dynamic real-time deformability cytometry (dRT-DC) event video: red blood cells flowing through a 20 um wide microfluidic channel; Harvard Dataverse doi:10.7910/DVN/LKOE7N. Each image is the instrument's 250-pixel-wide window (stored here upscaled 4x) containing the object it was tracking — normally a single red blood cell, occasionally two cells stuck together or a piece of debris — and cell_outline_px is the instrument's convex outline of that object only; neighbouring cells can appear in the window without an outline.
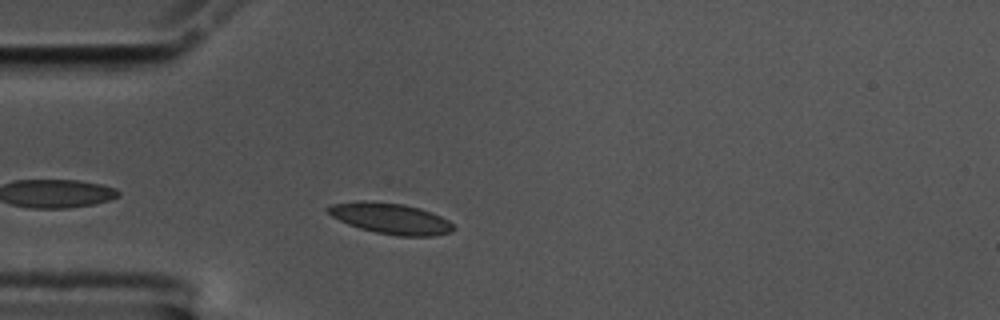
{"species": "common noctule bat (a hibernating species)", "species_latin": "Nyctalus noctula", "temperature_condition": "cold", "stored_images_in_passage": 37, "camera_frame_rate_fps": 3000, "um_per_image_px": 0.085, "animal": {"sex": "male", "body_mass_g": 17.5, "forearm_length_mm": 52.3}, "frame": {"image": 1, "passage_image": 2, "time_ms": 0.333, "image_size_px": [1000, 320], "cell_outline_px": [[456, 228], [452, 232], [432, 236], [396, 236], [376, 232], [360, 228], [348, 224], [332, 216], [324, 208], [332, 204], [360, 200], [364, 200], [404, 204], [420, 208], [432, 212], [448, 220]], "centroid_in_image_um": [33.21, 18.56], "position_along_channel_um": 51.8, "area_um2": 22.66}}
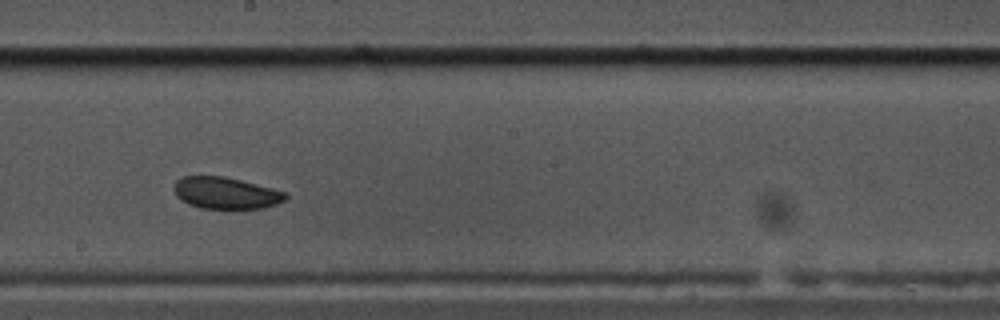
{"frame": {"image": 2, "passage_image": 18, "time_ms": 5.667, "image_size_px": [1000, 320], "cell_outline_px": [[288, 196], [284, 200], [276, 204], [264, 208], [200, 208], [188, 204], [180, 200], [176, 196], [176, 180], [184, 176], [224, 176], [288, 192]], "centroid_in_image_um": [19.21, 16.41], "position_along_channel_um": 229.0, "area_um2": 20.46}}
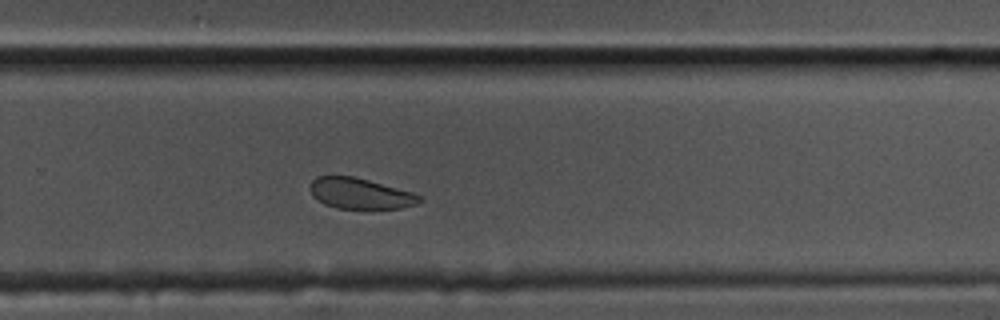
{"frame": {"image": 3, "passage_image": 24, "time_ms": 7.667, "image_size_px": [1000, 320], "cell_outline_px": [[424, 200], [416, 204], [400, 208], [336, 208], [324, 204], [316, 200], [312, 196], [312, 180], [316, 176], [352, 176], [368, 180], [412, 192], [420, 196]], "centroid_in_image_um": [30.61, 16.45], "position_along_channel_um": 299.2, "area_um2": 19.36}, "authors_computed_cell_mechanics": {"area_um2": 21.2704, "velocity_mm_per_s": 3.504, "shape_relaxation_time_tau1_ms": 2.706, "shape_relaxation_time_tau2_ms": 3.5278, "deformation_change_tau1": 0.0559, "deformation_change_tau2": 0.0758}}